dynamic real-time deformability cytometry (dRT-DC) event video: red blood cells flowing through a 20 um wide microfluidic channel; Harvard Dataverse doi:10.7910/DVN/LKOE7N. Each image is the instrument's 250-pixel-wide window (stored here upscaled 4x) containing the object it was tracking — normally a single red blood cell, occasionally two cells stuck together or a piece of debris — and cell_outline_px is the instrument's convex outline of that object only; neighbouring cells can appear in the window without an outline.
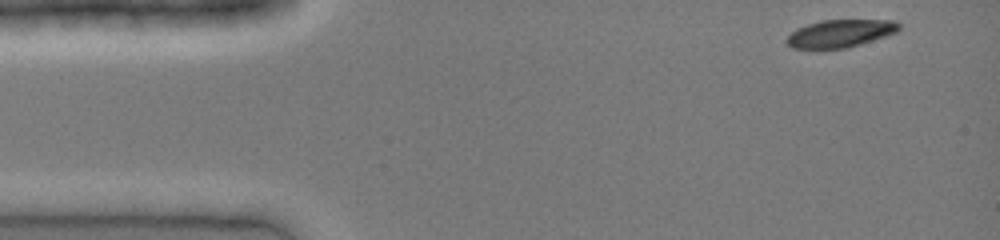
{"species": "common noctule bat (a hibernating species)", "species_latin": "Nyctalus noctula", "temperature_condition": "cold", "stored_images_in_passage": 37, "camera_frame_rate_fps": 3000, "um_per_image_px": 0.085, "animal": {"sex": "female", "body_mass_g": 19.0, "forearm_length_mm": 51.5}, "frame": {"image": 1, "passage_image": 1, "time_ms": 0.0, "image_size_px": [1000, 240], "cell_outline_px": [[900, 28], [896, 32], [848, 48], [792, 48], [784, 40], [796, 28], [820, 20], [896, 20], [900, 24]], "centroid_in_image_um": [71.41, 2.83], "position_along_channel_um": 13.6, "area_um2": 17.98}}
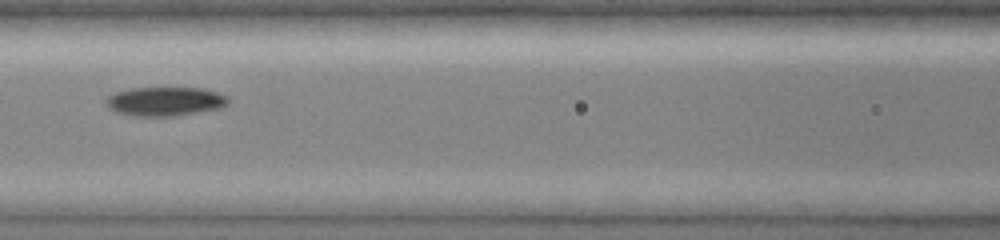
{"frame": {"image": 2, "passage_image": 16, "time_ms": 5.0, "image_size_px": [1000, 240], "cell_outline_px": [[228, 104], [216, 108], [176, 116], [136, 116], [116, 112], [108, 104], [108, 96], [116, 92], [132, 88], [200, 88], [216, 92], [228, 96]], "centroid_in_image_um": [14.04, 8.61], "position_along_channel_um": 152.6, "area_um2": 20.17}}
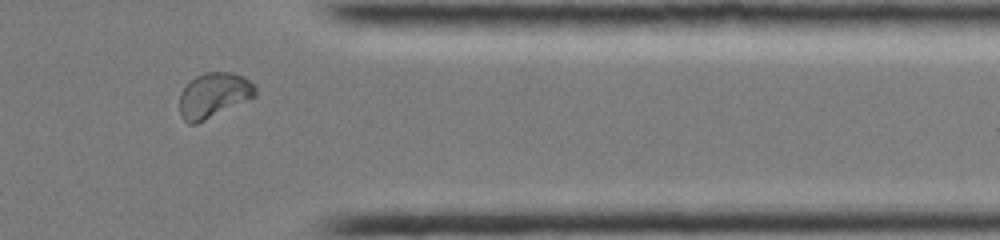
{"frame": {"image": 3, "passage_image": 32, "time_ms": 10.333, "image_size_px": [1000, 240], "cell_outline_px": [[256, 96], [196, 124], [188, 124], [180, 116], [180, 92], [196, 76], [204, 72], [232, 72], [244, 76], [256, 84]], "centroid_in_image_um": [18.18, 8.08], "position_along_channel_um": 393.2, "area_um2": 19.88}}